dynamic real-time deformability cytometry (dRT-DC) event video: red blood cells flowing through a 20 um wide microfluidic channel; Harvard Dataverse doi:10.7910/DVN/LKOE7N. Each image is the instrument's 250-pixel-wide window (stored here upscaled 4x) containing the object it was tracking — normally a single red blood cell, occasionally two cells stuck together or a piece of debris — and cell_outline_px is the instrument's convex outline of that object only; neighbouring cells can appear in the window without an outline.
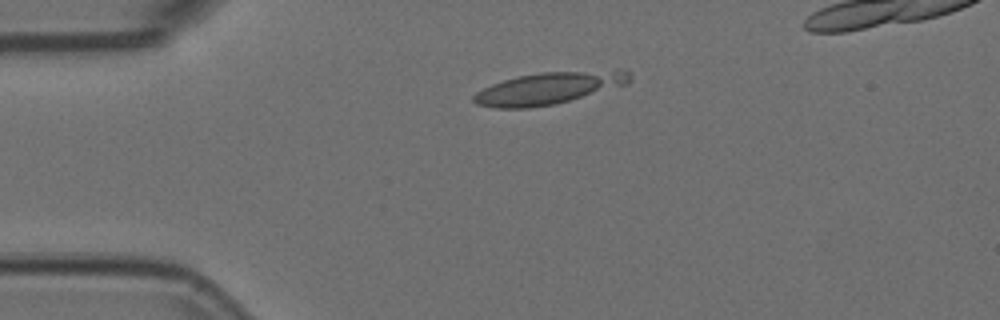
{"species": "Egyptian fruit bat (a non-hibernating species)", "species_latin": "Rousettus aegyptiacus", "temperature_condition": "room temperature", "stored_images_in_passage": 8, "camera_frame_rate_fps": 3000, "um_per_image_px": 0.085, "animal": {"sex": "female"}, "frame": {"image": 1, "passage_image": 1, "time_ms": 0.0, "image_size_px": [1000, 320], "cell_outline_px": [[632, 80], [628, 84], [568, 100], [552, 104], [528, 108], [496, 108], [476, 104], [472, 100], [472, 96], [476, 92], [492, 84], [504, 80], [520, 76], [540, 72], [628, 72], [632, 76]], "centroid_in_image_um": [46.53, 7.52], "position_along_channel_um": 38.5, "area_um2": 28.03}}
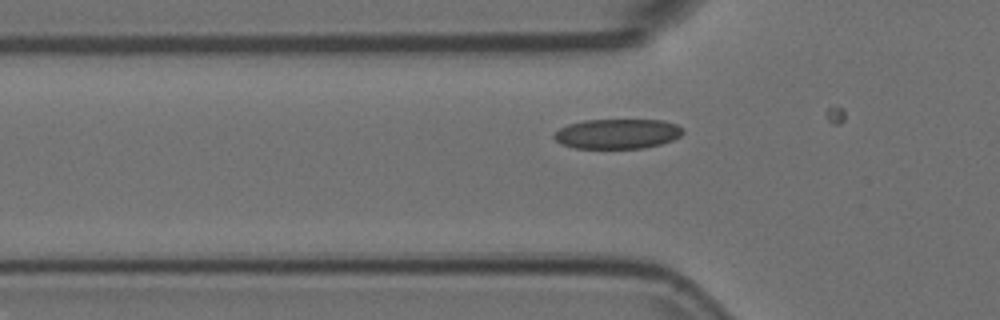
{"frame": {"image": 2, "passage_image": 6, "time_ms": 1.667, "image_size_px": [1000, 320], "cell_outline_px": [[684, 132], [680, 136], [672, 140], [660, 144], [644, 148], [576, 148], [560, 144], [552, 136], [560, 128], [568, 124], [584, 120], [664, 120], [676, 124], [684, 128]], "centroid_in_image_um": [52.49, 11.37], "position_along_channel_um": 73.3, "area_um2": 22.48}}